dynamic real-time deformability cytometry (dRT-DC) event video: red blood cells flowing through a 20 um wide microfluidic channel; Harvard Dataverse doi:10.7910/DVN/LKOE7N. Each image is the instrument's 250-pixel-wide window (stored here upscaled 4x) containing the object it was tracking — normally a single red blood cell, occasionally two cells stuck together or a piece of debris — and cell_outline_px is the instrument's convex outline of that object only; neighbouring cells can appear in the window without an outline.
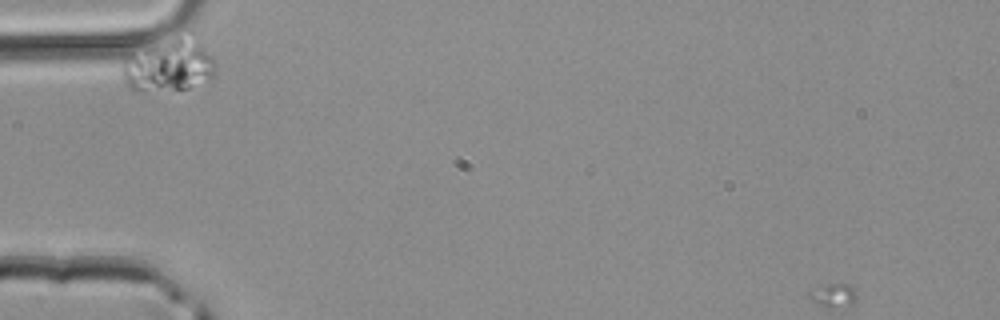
{"species": "common noctule bat (a hibernating species)", "species_latin": "Nyctalus noctula", "temperature_condition": "room temperature", "stored_images_in_passage": 27, "camera_frame_rate_fps": 3000, "um_per_image_px": 0.085, "animal": {"sex": "male", "body_mass_g": 20.4}, "frame": {"image": 1, "passage_image": 1, "time_ms": 0.0, "image_size_px": [1000, 320], "cell_outline_px": [[216, 76], [212, 80], [188, 88], [144, 92], [132, 92], [128, 88], [124, 80], [124, 60], [128, 56], [176, 36], [192, 32], [196, 36], [212, 56], [216, 64]], "centroid_in_image_um": [14.45, 5.58], "position_along_channel_um": 70.6, "area_um2": 28.84}}
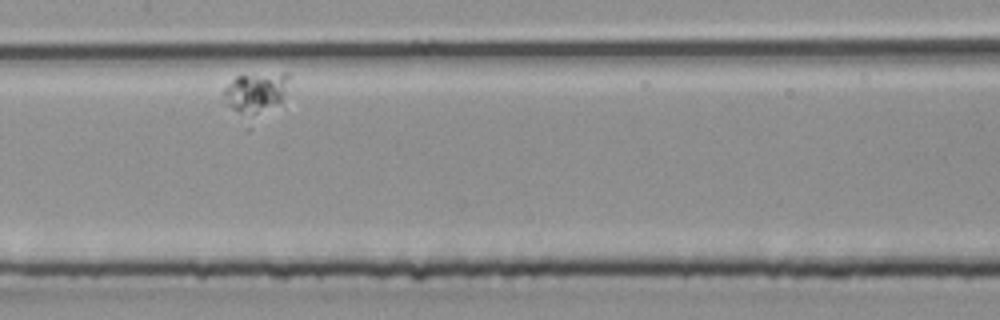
{"frame": {"image": 2, "passage_image": 11, "time_ms": 3.333, "image_size_px": [1000, 320], "cell_outline_px": [[288, 76], [284, 92], [280, 100], [248, 132], [244, 128], [220, 92], [236, 76], [284, 72], [288, 72]], "centroid_in_image_um": [21.62, 8.16], "position_along_channel_um": 185.8, "area_um2": 17.4}}
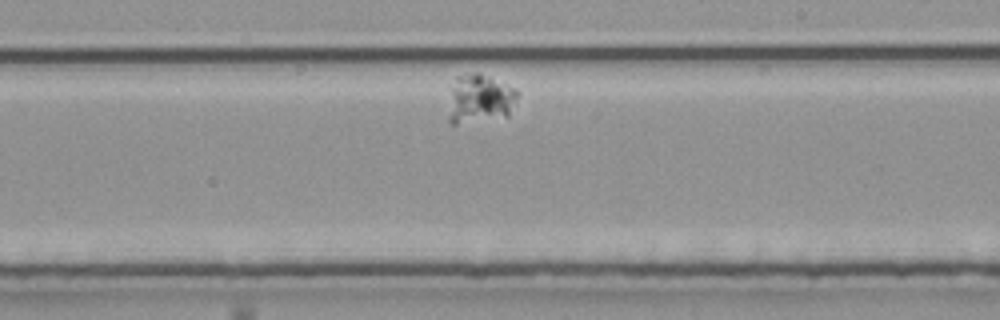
{"frame": {"image": 3, "passage_image": 16, "time_ms": 5.0, "image_size_px": [1000, 320], "cell_outline_px": [[520, 92], [508, 116], [456, 124], [452, 124], [448, 120], [448, 116], [452, 88], [456, 76], [472, 72], [476, 72], [516, 88]], "centroid_in_image_um": [40.8, 8.39], "position_along_channel_um": 248.2, "area_um2": 19.54}}